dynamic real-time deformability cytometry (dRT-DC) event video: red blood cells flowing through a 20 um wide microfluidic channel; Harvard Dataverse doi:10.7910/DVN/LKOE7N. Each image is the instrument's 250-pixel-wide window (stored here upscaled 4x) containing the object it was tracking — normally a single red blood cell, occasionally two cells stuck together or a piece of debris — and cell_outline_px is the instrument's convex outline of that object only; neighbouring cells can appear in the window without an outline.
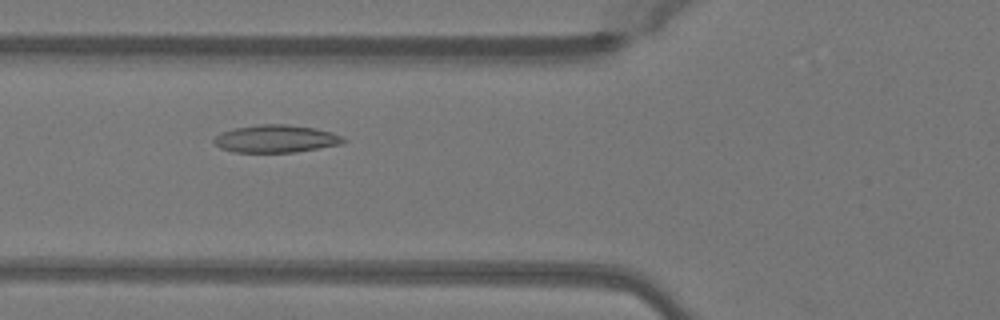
{"species": "Egyptian fruit bat (a non-hibernating species)", "species_latin": "Rousettus aegyptiacus", "temperature_condition": "warm", "stored_images_in_passage": 45, "camera_frame_rate_fps": 3000, "um_per_image_px": 0.085, "animal": {"sex": "female"}, "frame": {"image": 1, "passage_image": 17, "time_ms": 5.333, "image_size_px": [1000, 320], "cell_outline_px": [[348, 140], [340, 144], [296, 152], [232, 152], [220, 148], [212, 140], [220, 132], [236, 128], [256, 124], [288, 124], [316, 128], [332, 132], [344, 136]], "centroid_in_image_um": [23.47, 11.79], "position_along_channel_um": 102.3, "area_um2": 20.98}}
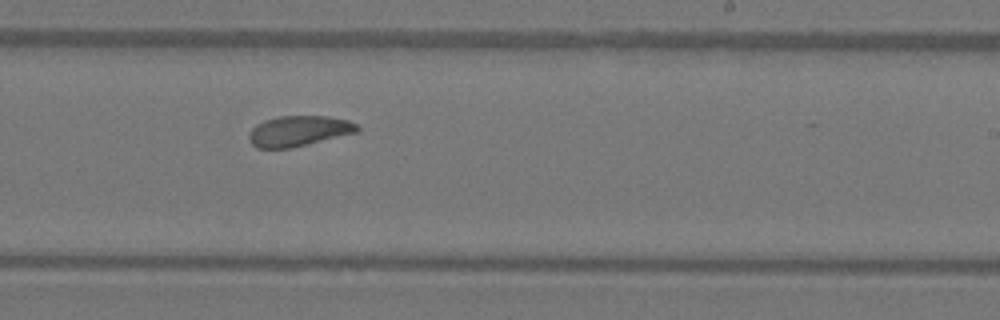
{"frame": {"image": 2, "passage_image": 29, "time_ms": 9.333, "image_size_px": [1000, 320], "cell_outline_px": [[360, 132], [292, 148], [256, 148], [248, 140], [248, 136], [252, 128], [256, 124], [264, 120], [280, 116], [328, 116], [348, 120], [356, 124], [360, 128]], "centroid_in_image_um": [25.41, 11.14], "position_along_channel_um": 263.6, "area_um2": 19.48}}
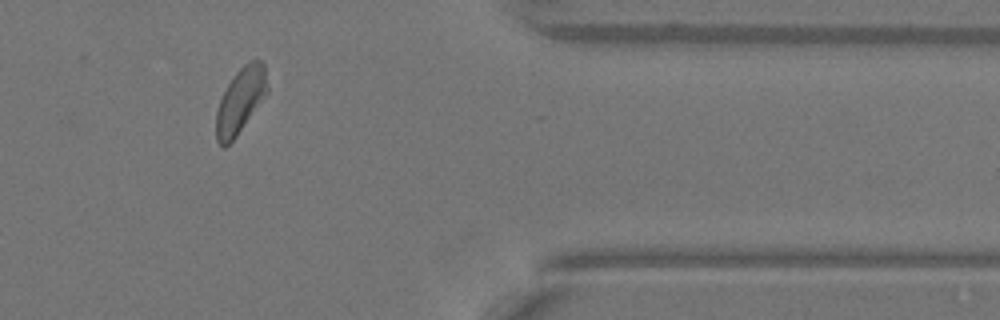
{"frame": {"image": 3, "passage_image": 40, "time_ms": 13.0, "image_size_px": [1000, 320], "cell_outline_px": [[268, 92], [236, 136], [224, 148], [216, 140], [216, 112], [220, 100], [228, 84], [236, 72], [244, 64], [252, 60], [260, 60], [264, 64], [268, 84]], "centroid_in_image_um": [20.44, 8.54], "position_along_channel_um": 391.0, "area_um2": 19.19}, "authors_computed_cell_mechanics": {"area_um2": 20.0566, "velocity_mm_per_s": 4.0377, "shape_relaxation_time_tau1_ms": 5.1626, "shape_relaxation_time_tau2_ms": 2.1064, "deformation_change_tau1": 0.14, "deformation_change_tau2": 0.077}}